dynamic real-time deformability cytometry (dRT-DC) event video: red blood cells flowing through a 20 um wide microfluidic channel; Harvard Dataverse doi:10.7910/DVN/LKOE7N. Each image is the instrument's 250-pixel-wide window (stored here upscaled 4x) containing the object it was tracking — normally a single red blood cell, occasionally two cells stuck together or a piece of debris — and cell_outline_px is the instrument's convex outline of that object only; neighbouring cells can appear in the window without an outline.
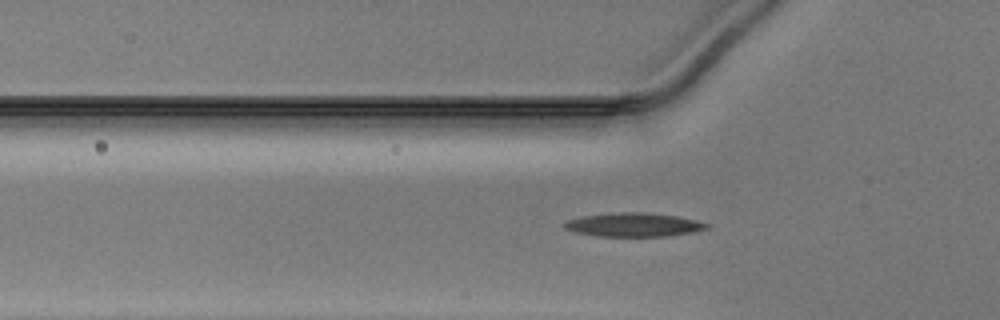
{"species": "Egyptian fruit bat (a non-hibernating species)", "species_latin": "Rousettus aegyptiacus", "temperature_condition": "warm", "stored_images_in_passage": 35, "camera_frame_rate_fps": 3000, "um_per_image_px": 0.085, "animal": {"sex": "male"}, "frame": {"image": 1, "passage_image": 5, "time_ms": 1.333, "image_size_px": [1000, 320], "cell_outline_px": [[712, 224], [708, 228], [692, 232], [668, 236], [596, 236], [576, 232], [564, 228], [564, 220], [584, 216], [616, 212], [648, 212], [676, 216], [696, 220]], "centroid_in_image_um": [53.87, 19.1], "position_along_channel_um": 71.9, "area_um2": 19.77}}
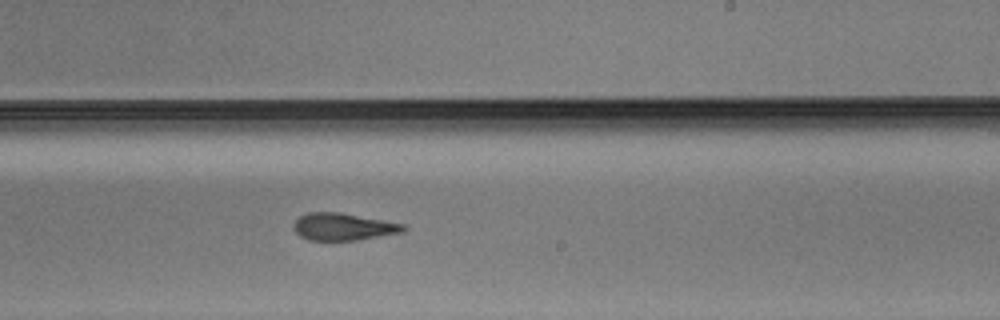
{"frame": {"image": 2, "passage_image": 19, "time_ms": 6.0, "image_size_px": [1000, 320], "cell_outline_px": [[408, 228], [404, 232], [356, 240], [308, 240], [300, 236], [292, 228], [292, 224], [300, 216], [308, 212], [340, 212], [404, 224]], "centroid_in_image_um": [29.16, 19.27], "position_along_channel_um": 259.8, "area_um2": 17.46}}
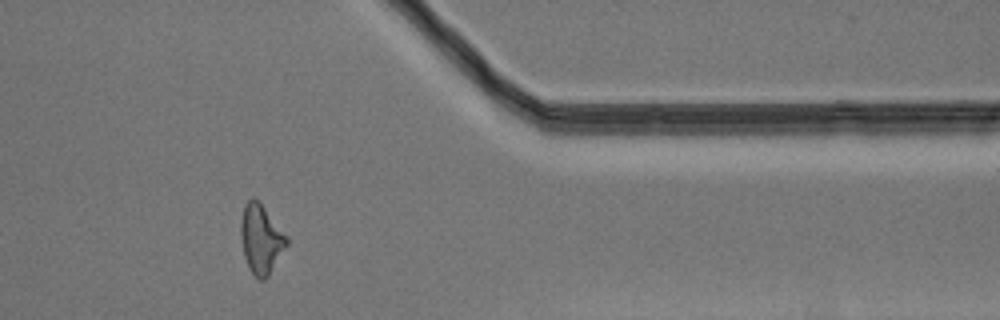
{"frame": {"image": 3, "passage_image": 30, "time_ms": 9.667, "image_size_px": [1000, 320], "cell_outline_px": [[288, 244], [268, 276], [264, 280], [260, 280], [248, 268], [244, 256], [240, 236], [240, 220], [244, 204], [252, 196], [264, 208], [288, 236]], "centroid_in_image_um": [22.17, 20.32], "position_along_channel_um": 389.2, "area_um2": 18.44}}